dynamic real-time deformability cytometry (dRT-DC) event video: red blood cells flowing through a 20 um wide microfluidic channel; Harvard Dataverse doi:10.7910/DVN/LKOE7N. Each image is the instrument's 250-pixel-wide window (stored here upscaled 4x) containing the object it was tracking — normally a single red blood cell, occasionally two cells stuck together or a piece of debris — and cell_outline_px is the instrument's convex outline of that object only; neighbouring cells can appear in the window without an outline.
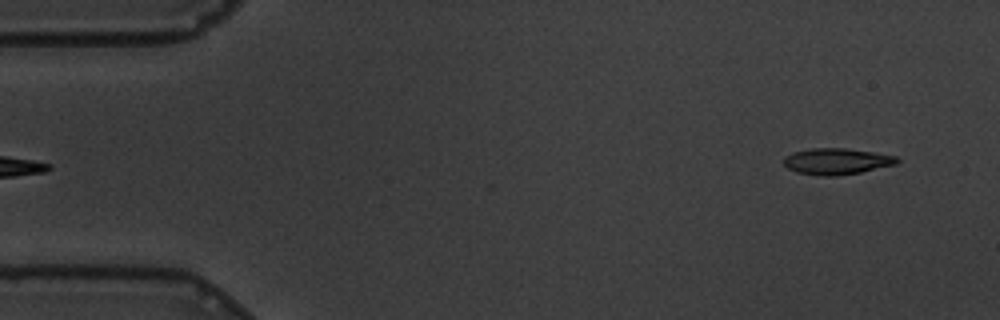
{"species": "common noctule bat (a hibernating species)", "species_latin": "Nyctalus noctula", "temperature_condition": "warm", "stored_images_in_passage": 54, "camera_frame_rate_fps": 3000, "um_per_image_px": 0.085, "animal": {"sex": "male", "body_mass_g": 19.5, "forearm_length_mm": 54.6}, "frame": {"image": 1, "passage_image": 1, "time_ms": 0.0, "image_size_px": [1000, 320], "cell_outline_px": [[900, 160], [896, 164], [860, 172], [836, 176], [820, 176], [796, 172], [788, 168], [784, 164], [784, 156], [792, 152], [812, 148], [844, 148], [872, 152], [896, 156]], "centroid_in_image_um": [71.08, 13.71], "position_along_channel_um": 13.9, "area_um2": 17.28}}
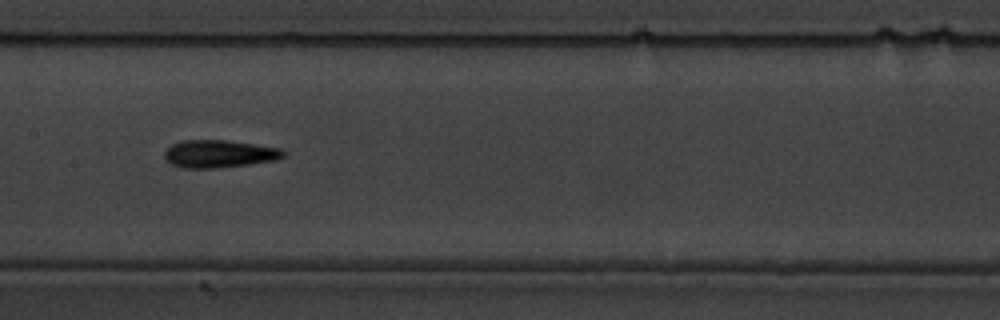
{"frame": {"image": 2, "passage_image": 25, "time_ms": 8.0, "image_size_px": [1000, 320], "cell_outline_px": [[284, 156], [276, 160], [248, 164], [216, 168], [184, 168], [172, 164], [164, 156], [164, 152], [172, 144], [180, 140], [224, 140], [280, 148], [284, 152]], "centroid_in_image_um": [18.6, 13.07], "position_along_channel_um": 188.8, "area_um2": 18.9}}
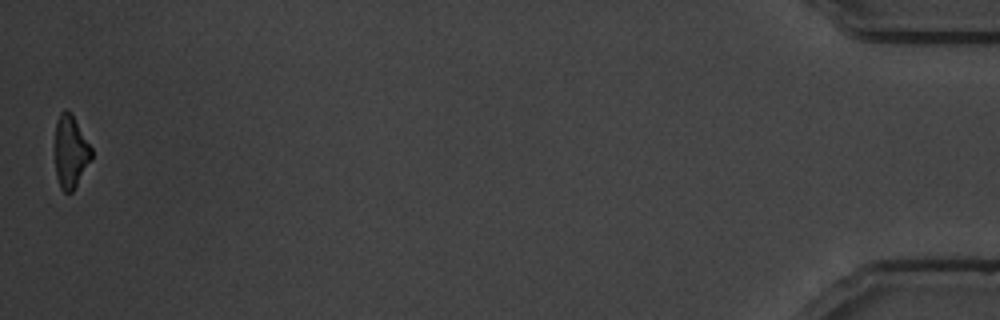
{"frame": {"image": 3, "passage_image": 54, "time_ms": 17.667, "image_size_px": [1000, 320], "cell_outline_px": [[92, 156], [72, 192], [64, 192], [60, 188], [56, 176], [56, 120], [60, 112], [64, 108], [72, 116], [92, 148]], "centroid_in_image_um": [5.98, 12.9], "position_along_channel_um": 429.2, "area_um2": 14.91}, "authors_computed_cell_mechanics": {"area_um2": 17.7446, "velocity_mm_per_s": 3.4983, "shape_relaxation_time_tau1_ms": 7.7358, "shape_relaxation_time_tau2_ms": 5.5954, "deformation_change_tau1": 0.2022, "deformation_change_tau2": 0.1615}}